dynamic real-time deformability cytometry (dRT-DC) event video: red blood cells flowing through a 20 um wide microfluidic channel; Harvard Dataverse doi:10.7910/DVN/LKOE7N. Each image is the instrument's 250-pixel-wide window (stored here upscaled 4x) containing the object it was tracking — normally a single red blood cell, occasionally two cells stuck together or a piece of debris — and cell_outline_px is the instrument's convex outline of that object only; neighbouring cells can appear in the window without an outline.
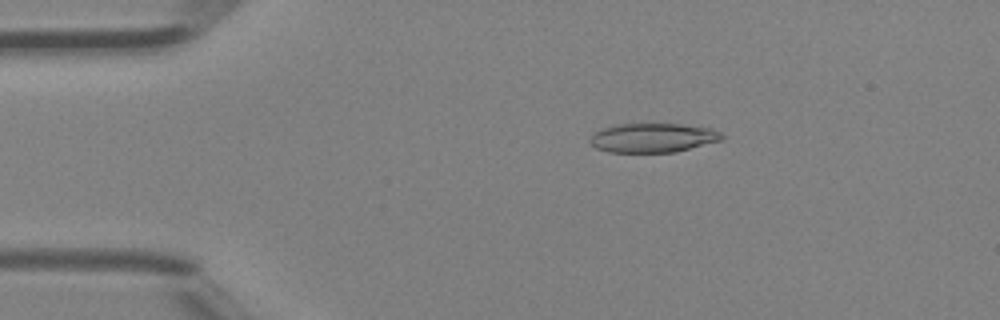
{"species": "Egyptian fruit bat (a non-hibernating species)", "species_latin": "Rousettus aegyptiacus", "temperature_condition": "room temperature", "stored_images_in_passage": 5, "camera_frame_rate_fps": 3000, "um_per_image_px": 0.085, "animal": {"sex": "female"}, "frame": {"image": 1, "passage_image": 3, "time_ms": 0.667, "image_size_px": [1000, 320], "cell_outline_px": [[724, 140], [676, 152], [608, 152], [596, 148], [588, 140], [592, 132], [600, 128], [612, 124], [652, 120], [712, 128], [720, 132], [724, 136]], "centroid_in_image_um": [55.46, 11.65], "position_along_channel_um": 29.5, "area_um2": 23.87}}